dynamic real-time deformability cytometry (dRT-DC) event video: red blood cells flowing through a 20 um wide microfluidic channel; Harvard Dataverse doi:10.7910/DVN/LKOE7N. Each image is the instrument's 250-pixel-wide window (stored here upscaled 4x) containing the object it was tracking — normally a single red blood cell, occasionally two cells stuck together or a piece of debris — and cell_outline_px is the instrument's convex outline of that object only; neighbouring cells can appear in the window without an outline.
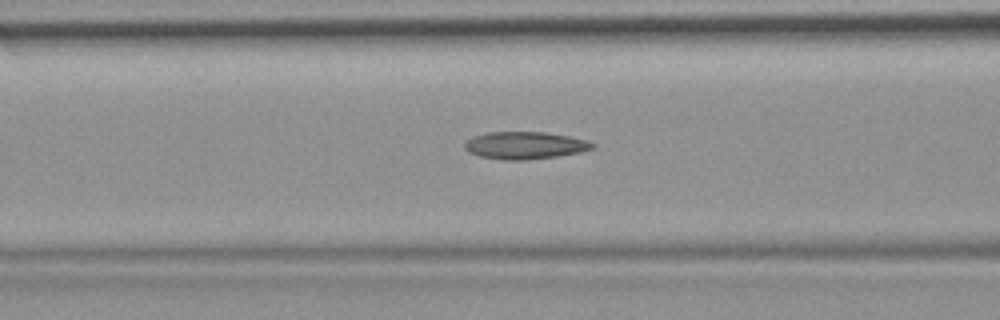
{"species": "common noctule bat (a hibernating species)", "species_latin": "Nyctalus noctula", "temperature_condition": "room temperature", "stored_images_in_passage": 53, "camera_frame_rate_fps": 3000, "um_per_image_px": 0.085, "animal": {"sex": "female", "body_mass_g": 19.9}, "frame": {"image": 1, "passage_image": 21, "time_ms": 6.667, "image_size_px": [1000, 320], "cell_outline_px": [[596, 148], [580, 152], [556, 156], [524, 160], [504, 160], [480, 156], [468, 152], [464, 148], [464, 144], [472, 136], [488, 132], [544, 132], [568, 136], [588, 140], [596, 144]], "centroid_in_image_um": [44.63, 12.35], "position_along_channel_um": 122.0, "area_um2": 20.4}}
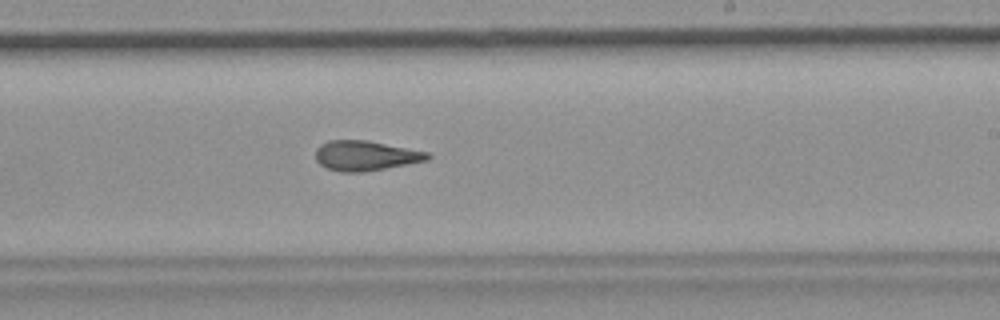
{"frame": {"image": 2, "passage_image": 32, "time_ms": 10.333, "image_size_px": [1000, 320], "cell_outline_px": [[432, 156], [428, 160], [364, 172], [344, 172], [328, 168], [320, 164], [316, 160], [316, 148], [320, 144], [328, 140], [368, 140], [428, 152]], "centroid_in_image_um": [31.07, 13.22], "position_along_channel_um": 257.9, "area_um2": 19.48}}
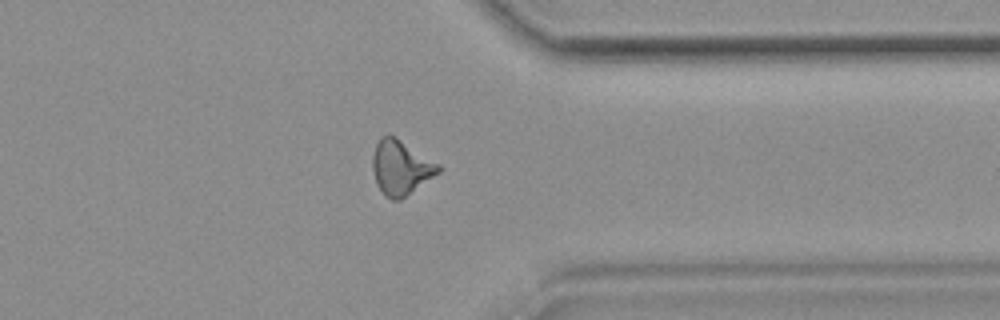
{"frame": {"image": 3, "passage_image": 42, "time_ms": 13.667, "image_size_px": [1000, 320], "cell_outline_px": [[440, 172], [400, 200], [392, 200], [380, 188], [376, 180], [372, 168], [372, 156], [376, 144], [380, 136], [396, 136], [440, 164]], "centroid_in_image_um": [34.08, 14.21], "position_along_channel_um": 377.3, "area_um2": 20.69}, "authors_computed_cell_mechanics": {"area_um2": 20.1144, "velocity_mm_per_s": 3.7154, "shape_relaxation_time_tau1_ms": null, "shape_relaxation_time_tau2_ms": 1.9698, "deformation_change_tau1": null, "deformation_change_tau2": 0.0987}}